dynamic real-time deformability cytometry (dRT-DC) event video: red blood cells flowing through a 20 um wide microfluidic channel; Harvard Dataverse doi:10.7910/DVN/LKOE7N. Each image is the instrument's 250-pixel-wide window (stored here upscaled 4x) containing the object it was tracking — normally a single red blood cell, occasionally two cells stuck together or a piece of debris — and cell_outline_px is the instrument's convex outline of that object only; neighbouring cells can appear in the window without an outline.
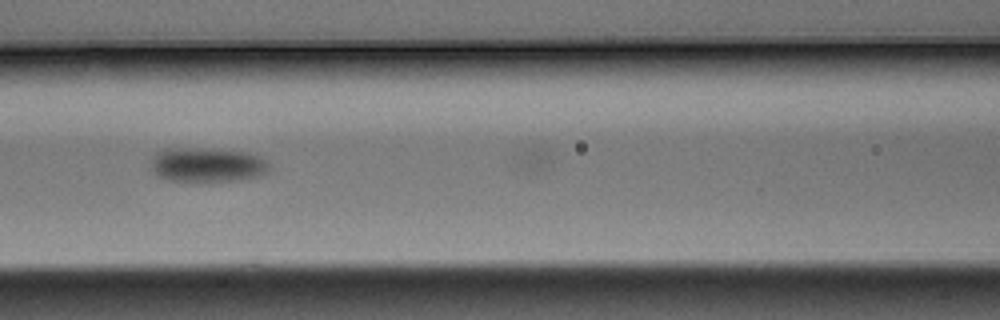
{"species": "Egyptian fruit bat (a non-hibernating species)", "species_latin": "Rousettus aegyptiacus", "temperature_condition": "warm", "stored_images_in_passage": 7, "camera_frame_rate_fps": 3000, "um_per_image_px": 0.085, "animal": {"sex": "male"}, "frame": {"image": 1, "passage_image": 6, "time_ms": 1.667, "image_size_px": [1000, 320], "cell_outline_px": [[272, 168], [268, 172], [260, 176], [240, 180], [168, 180], [156, 176], [148, 168], [156, 152], [168, 148], [212, 148], [248, 152], [260, 156], [268, 160]], "centroid_in_image_um": [17.64, 13.99], "position_along_channel_um": 149.0, "area_um2": 24.16}}